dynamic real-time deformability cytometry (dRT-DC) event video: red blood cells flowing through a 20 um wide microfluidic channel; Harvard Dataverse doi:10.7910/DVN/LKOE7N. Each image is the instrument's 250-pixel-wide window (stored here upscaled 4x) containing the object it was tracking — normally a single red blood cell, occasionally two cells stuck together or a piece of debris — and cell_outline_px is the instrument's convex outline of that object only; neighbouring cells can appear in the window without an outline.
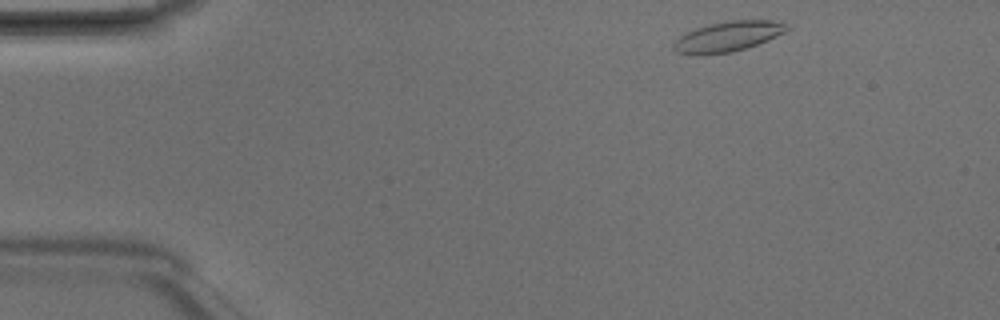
{"species": "Egyptian fruit bat (a non-hibernating species)", "species_latin": "Rousettus aegyptiacus", "temperature_condition": "room temperature", "stored_images_in_passage": 3, "camera_frame_rate_fps": 3000, "um_per_image_px": 0.085, "animal": {"sex": "male"}, "frame": {"image": 1, "passage_image": 1, "time_ms": 0.0, "image_size_px": [1000, 320], "cell_outline_px": [[792, 28], [768, 40], [732, 52], [676, 52], [672, 48], [672, 44], [680, 36], [696, 28], [712, 24], [732, 20], [772, 20], [792, 24]], "centroid_in_image_um": [61.99, 3.05], "position_along_channel_um": 23.0, "area_um2": 19.19}}